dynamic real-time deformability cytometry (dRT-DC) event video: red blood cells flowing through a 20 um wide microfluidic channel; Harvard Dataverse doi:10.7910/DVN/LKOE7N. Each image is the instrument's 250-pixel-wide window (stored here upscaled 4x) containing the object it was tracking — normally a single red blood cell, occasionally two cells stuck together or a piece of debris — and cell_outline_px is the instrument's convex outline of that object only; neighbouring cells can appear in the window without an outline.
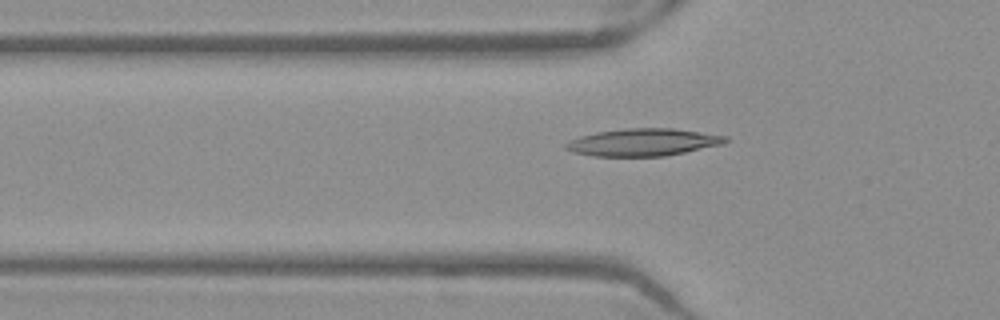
{"species": "Egyptian fruit bat (a non-hibernating species)", "species_latin": "Rousettus aegyptiacus", "temperature_condition": "warm", "stored_images_in_passage": 40, "camera_frame_rate_fps": 3000, "um_per_image_px": 0.085, "frame": {"image": 1, "passage_image": 5, "time_ms": 1.333, "image_size_px": [1000, 320], "cell_outline_px": [[728, 140], [724, 144], [664, 156], [592, 156], [572, 152], [564, 148], [564, 144], [580, 136], [596, 132], [624, 128], [672, 128], [728, 136]], "centroid_in_image_um": [54.65, 12.09], "position_along_channel_um": 71.2, "area_um2": 25.43}}
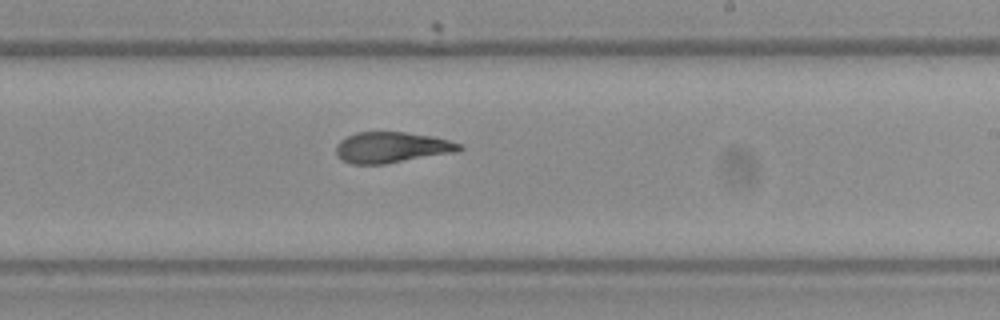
{"frame": {"image": 2, "passage_image": 19, "time_ms": 6.0, "image_size_px": [1000, 320], "cell_outline_px": [[464, 148], [460, 152], [384, 164], [352, 164], [336, 156], [336, 144], [340, 140], [356, 132], [404, 132], [432, 136], [448, 140], [460, 144]], "centroid_in_image_um": [33.32, 12.53], "position_along_channel_um": 255.7, "area_um2": 22.31}}
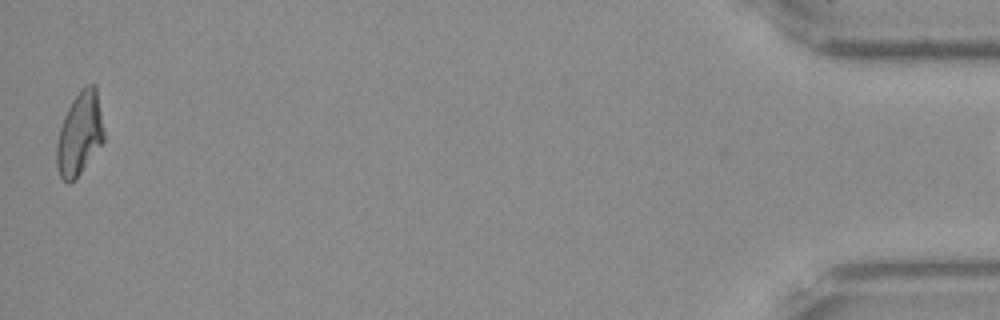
{"frame": {"image": 3, "passage_image": 39, "time_ms": 12.667, "image_size_px": [1000, 320], "cell_outline_px": [[104, 140], [76, 180], [68, 184], [60, 176], [56, 168], [56, 144], [60, 128], [64, 116], [72, 100], [80, 88], [88, 84], [96, 84], [104, 132]], "centroid_in_image_um": [6.76, 11.38], "position_along_channel_um": 428.4, "area_um2": 23.06}}